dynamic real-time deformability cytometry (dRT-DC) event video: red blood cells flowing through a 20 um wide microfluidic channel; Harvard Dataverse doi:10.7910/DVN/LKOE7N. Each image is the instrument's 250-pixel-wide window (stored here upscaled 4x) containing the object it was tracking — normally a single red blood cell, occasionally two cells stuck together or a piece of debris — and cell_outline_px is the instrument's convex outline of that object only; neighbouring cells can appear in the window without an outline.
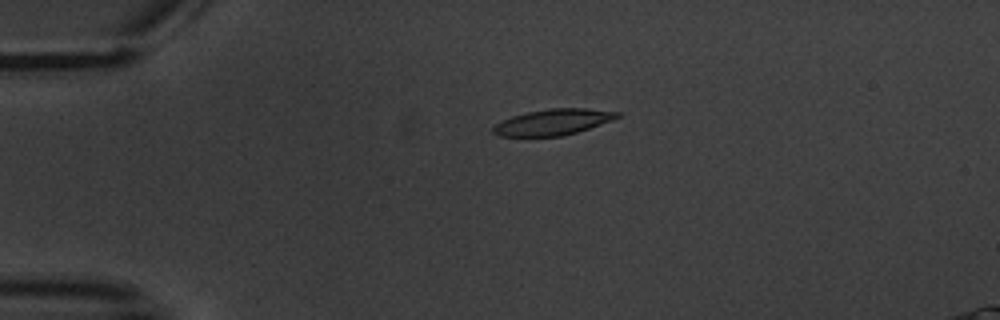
{"species": "common noctule bat (a hibernating species)", "species_latin": "Nyctalus noctula", "temperature_condition": "warm", "stored_images_in_passage": 5, "camera_frame_rate_fps": 3000, "um_per_image_px": 0.085, "animal": {"sex": "male", "body_mass_g": 20.1, "forearm_length_mm": 53.5}, "frame": {"image": 1, "passage_image": 4, "time_ms": 4.333, "image_size_px": [1000, 320], "cell_outline_px": [[620, 116], [612, 120], [564, 136], [496, 136], [492, 132], [492, 128], [496, 124], [512, 116], [528, 112], [548, 108], [588, 108], [620, 112]], "centroid_in_image_um": [47.0, 10.37], "position_along_channel_um": 38.0, "area_um2": 18.67}}